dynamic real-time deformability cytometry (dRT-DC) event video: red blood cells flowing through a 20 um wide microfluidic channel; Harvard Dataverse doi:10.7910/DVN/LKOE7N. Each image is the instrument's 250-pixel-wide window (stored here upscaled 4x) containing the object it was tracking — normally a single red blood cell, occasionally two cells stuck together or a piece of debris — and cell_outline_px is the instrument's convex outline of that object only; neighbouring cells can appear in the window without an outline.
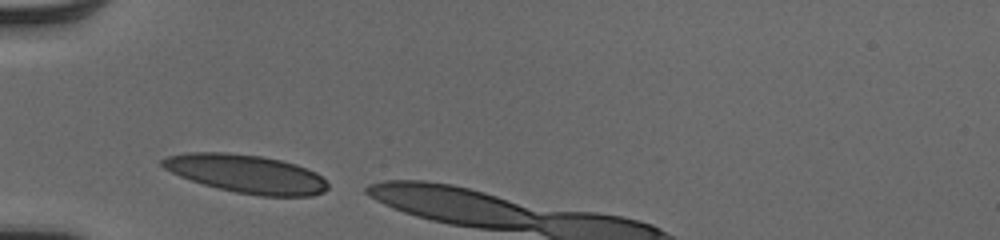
{"species": "human", "species_latin": "Homo sapiens", "temperature_condition": "cold", "stored_images_in_passage": 4, "camera_frame_rate_fps": 3000, "um_per_image_px": 0.085, "donor": {"sex": "male"}, "frame": {"image": 1, "passage_image": 1, "time_ms": 0.0, "image_size_px": [1000, 240], "cell_outline_px": [[328, 188], [324, 192], [312, 196], [260, 196], [236, 192], [204, 184], [180, 176], [164, 168], [160, 164], [160, 160], [168, 156], [188, 152], [224, 152], [260, 156], [280, 160], [296, 164], [316, 172], [328, 184]], "centroid_in_image_um": [20.95, 14.77], "position_along_channel_um": 64.1, "area_um2": 36.7}}